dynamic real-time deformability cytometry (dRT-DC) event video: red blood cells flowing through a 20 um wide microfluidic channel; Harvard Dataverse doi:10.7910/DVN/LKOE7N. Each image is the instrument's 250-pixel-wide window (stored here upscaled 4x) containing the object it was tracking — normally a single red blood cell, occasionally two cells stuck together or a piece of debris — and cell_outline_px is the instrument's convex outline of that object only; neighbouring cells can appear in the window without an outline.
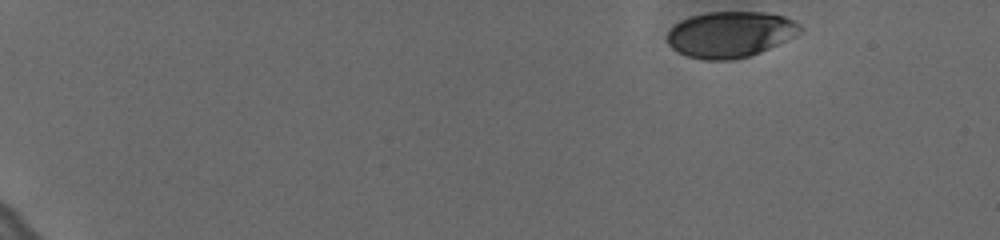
{"species": "human", "species_latin": "Homo sapiens", "temperature_condition": "cold", "stored_images_in_passage": 45, "camera_frame_rate_fps": 3000, "um_per_image_px": 0.085, "donor": {"sex": "female"}, "frame": {"image": 1, "passage_image": 1, "time_ms": 0.0, "image_size_px": [1000, 240], "cell_outline_px": [[804, 28], [796, 36], [760, 52], [748, 56], [732, 60], [704, 60], [688, 56], [672, 48], [668, 44], [668, 32], [680, 20], [692, 16], [708, 12], [764, 12], [784, 16], [792, 20]], "centroid_in_image_um": [62.09, 2.92], "position_along_channel_um": 22.9, "area_um2": 35.43}}
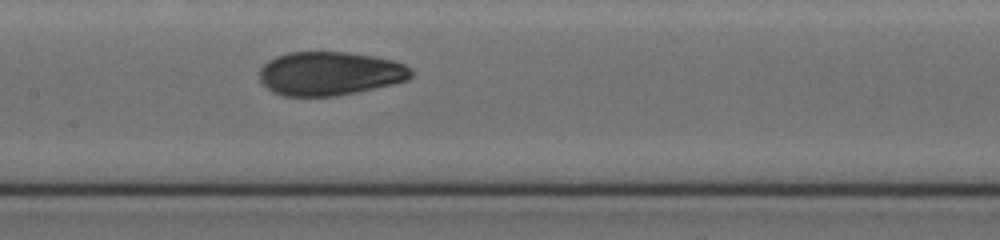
{"frame": {"image": 2, "passage_image": 26, "time_ms": 8.333, "image_size_px": [1000, 240], "cell_outline_px": [[412, 76], [408, 80], [392, 84], [356, 92], [336, 96], [284, 96], [272, 92], [260, 80], [260, 68], [268, 60], [276, 56], [288, 52], [348, 52], [372, 56], [392, 60], [404, 64], [412, 68]], "centroid_in_image_um": [28.03, 6.25], "position_along_channel_um": 179.4, "area_um2": 38.67}}
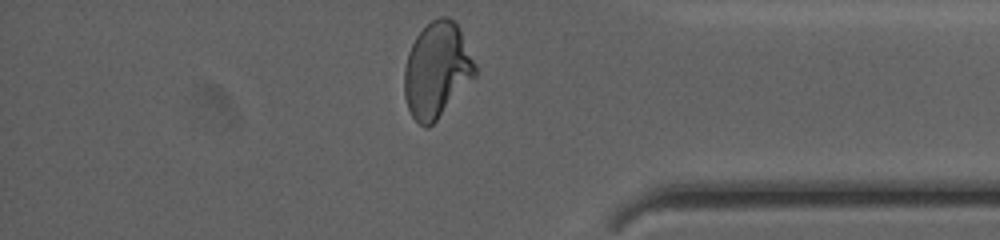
{"frame": {"image": 3, "passage_image": 45, "time_ms": 14.667, "image_size_px": [1000, 240], "cell_outline_px": [[476, 76], [436, 120], [428, 128], [420, 124], [412, 116], [408, 108], [404, 96], [404, 68], [408, 52], [416, 36], [432, 20], [440, 16], [448, 16], [460, 28], [476, 64]], "centroid_in_image_um": [37.13, 5.94], "position_along_channel_um": 398.1, "area_um2": 39.19}, "authors_computed_cell_mechanics": {"area_um2": 38.0324, "velocity_mm_per_s": 3.6324, "shape_relaxation_time_tau1_ms": 6.0113, "shape_relaxation_time_tau2_ms": 1.0653, "deformation_change_tau1": 0.1767, "deformation_change_tau2": 0.0592}}